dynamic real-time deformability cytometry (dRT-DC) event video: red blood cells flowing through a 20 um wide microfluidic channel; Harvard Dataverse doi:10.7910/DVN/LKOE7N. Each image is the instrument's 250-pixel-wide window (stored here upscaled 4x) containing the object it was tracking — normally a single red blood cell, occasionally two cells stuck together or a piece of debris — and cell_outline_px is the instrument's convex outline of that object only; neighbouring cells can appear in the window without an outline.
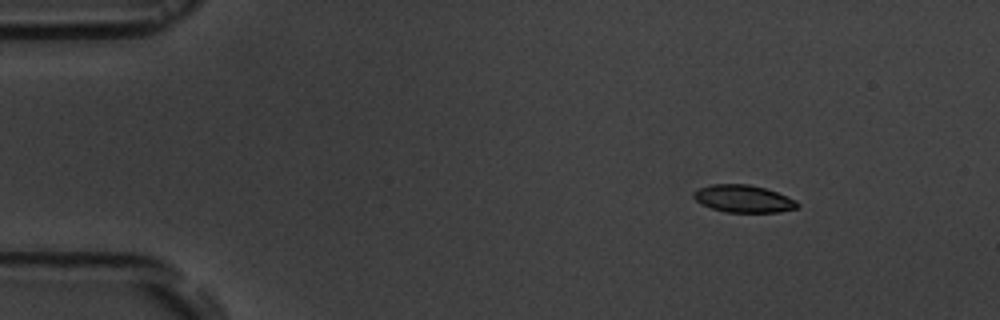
{"species": "common noctule bat (a hibernating species)", "species_latin": "Nyctalus noctula", "temperature_condition": "room temperature", "stored_images_in_passage": 6, "camera_frame_rate_fps": 3000, "um_per_image_px": 0.085, "animal": {"sex": "male", "body_mass_g": 19.5, "forearm_length_mm": 54.6}, "frame": {"image": 1, "passage_image": 2, "time_ms": 1.333, "image_size_px": [1000, 320], "cell_outline_px": [[800, 204], [796, 208], [780, 212], [724, 212], [712, 208], [696, 200], [692, 196], [692, 192], [700, 188], [712, 184], [748, 184], [764, 188], [776, 192], [796, 200]], "centroid_in_image_um": [63.19, 16.89], "position_along_channel_um": 21.8, "area_um2": 16.42}}
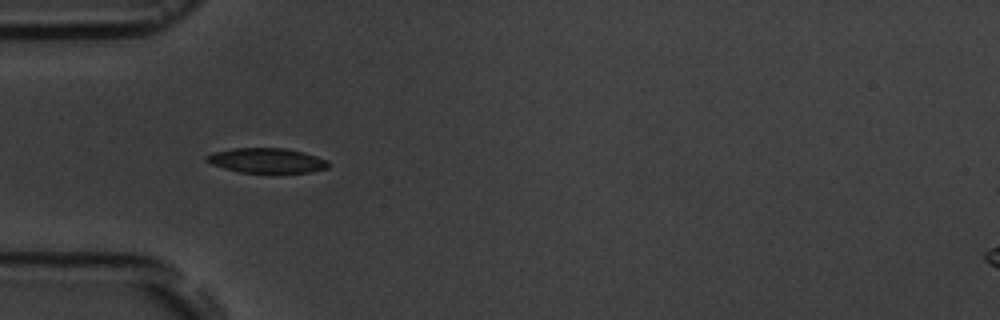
{"frame": {"image": 2, "passage_image": 5, "time_ms": 4.667, "image_size_px": [1000, 320], "cell_outline_px": [[328, 168], [312, 172], [240, 172], [224, 168], [212, 164], [204, 160], [204, 156], [212, 152], [232, 148], [284, 148], [304, 152], [328, 160]], "centroid_in_image_um": [22.64, 13.63], "position_along_channel_um": 62.4, "area_um2": 17.63}}
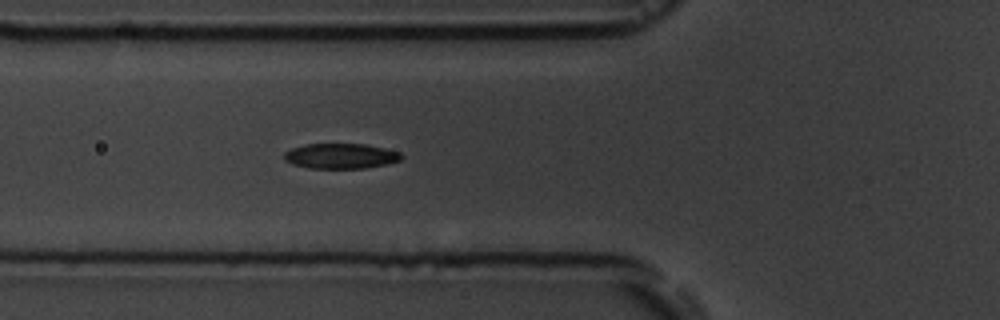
{"frame": {"image": 3, "passage_image": 6, "time_ms": 5.667, "image_size_px": [1000, 320], "cell_outline_px": [[404, 156], [400, 160], [388, 164], [364, 168], [308, 168], [292, 164], [284, 160], [284, 152], [292, 148], [304, 144], [364, 144], [384, 148], [400, 152]], "centroid_in_image_um": [28.96, 13.26], "position_along_channel_um": 96.8, "area_um2": 17.28}}